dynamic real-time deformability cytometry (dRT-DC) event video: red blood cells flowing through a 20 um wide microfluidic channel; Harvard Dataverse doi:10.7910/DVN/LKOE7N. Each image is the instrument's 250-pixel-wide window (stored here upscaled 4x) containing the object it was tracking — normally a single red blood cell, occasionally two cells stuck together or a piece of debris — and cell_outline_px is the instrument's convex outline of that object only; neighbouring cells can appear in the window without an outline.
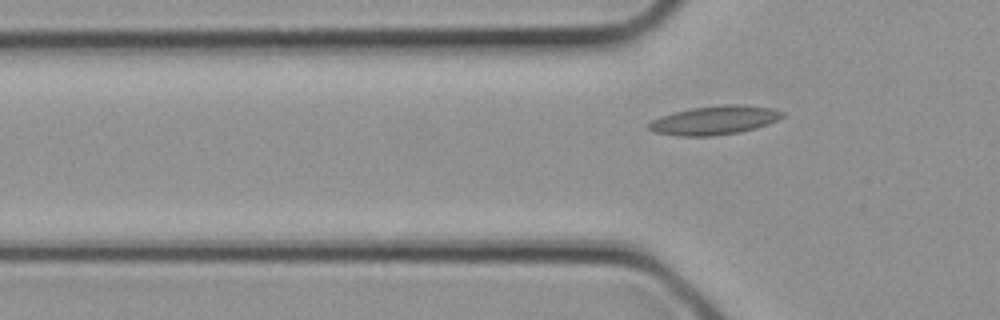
{"species": "common noctule bat (a hibernating species)", "species_latin": "Nyctalus noctula", "temperature_condition": "cold", "stored_images_in_passage": 4, "camera_frame_rate_fps": 3000, "um_per_image_px": 0.085, "animal": {"sex": "female", "body_mass_g": 21.9}, "frame": {"image": 1, "passage_image": 4, "time_ms": 1.0, "image_size_px": [1000, 320], "cell_outline_px": [[784, 116], [768, 124], [756, 128], [740, 132], [712, 136], [680, 136], [656, 132], [648, 128], [648, 124], [652, 120], [660, 116], [672, 112], [692, 108], [728, 104], [736, 104], [772, 108], [784, 112]], "centroid_in_image_um": [60.73, 10.22], "position_along_channel_um": 65.1, "area_um2": 22.31}}